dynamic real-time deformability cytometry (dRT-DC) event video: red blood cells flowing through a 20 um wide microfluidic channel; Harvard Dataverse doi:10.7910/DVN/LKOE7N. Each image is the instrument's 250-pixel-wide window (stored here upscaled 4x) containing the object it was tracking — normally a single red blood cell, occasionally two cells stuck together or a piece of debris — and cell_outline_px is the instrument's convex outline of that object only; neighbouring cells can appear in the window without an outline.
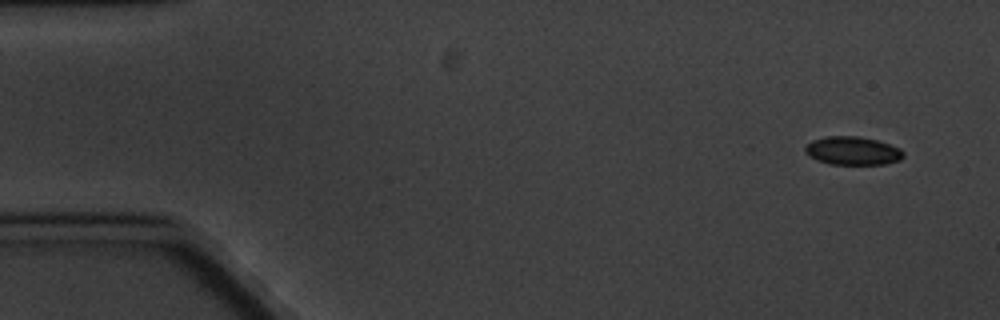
{"species": "common noctule bat (a hibernating species)", "species_latin": "Nyctalus noctula", "temperature_condition": "cold", "stored_images_in_passage": 6, "camera_frame_rate_fps": 3000, "um_per_image_px": 0.085, "animal": {"sex": "male", "body_mass_g": 20.1, "forearm_length_mm": 53.5}, "frame": {"image": 1, "passage_image": 1, "time_ms": 0.0, "image_size_px": [1000, 320], "cell_outline_px": [[904, 156], [900, 160], [884, 164], [828, 164], [816, 160], [808, 156], [804, 152], [804, 148], [812, 140], [824, 136], [860, 136], [876, 140], [900, 148], [904, 152]], "centroid_in_image_um": [72.44, 12.81], "position_along_channel_um": 12.6, "area_um2": 16.36}}
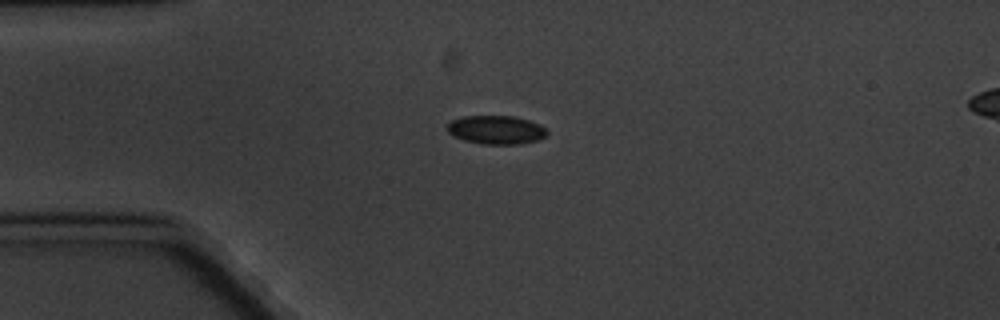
{"frame": {"image": 2, "passage_image": 4, "time_ms": 3.667, "image_size_px": [1000, 320], "cell_outline_px": [[548, 132], [544, 136], [536, 140], [520, 144], [484, 144], [464, 140], [448, 132], [448, 124], [452, 120], [464, 116], [516, 116], [540, 124]], "centroid_in_image_um": [42.18, 11.03], "position_along_channel_um": 42.8, "area_um2": 16.42}}